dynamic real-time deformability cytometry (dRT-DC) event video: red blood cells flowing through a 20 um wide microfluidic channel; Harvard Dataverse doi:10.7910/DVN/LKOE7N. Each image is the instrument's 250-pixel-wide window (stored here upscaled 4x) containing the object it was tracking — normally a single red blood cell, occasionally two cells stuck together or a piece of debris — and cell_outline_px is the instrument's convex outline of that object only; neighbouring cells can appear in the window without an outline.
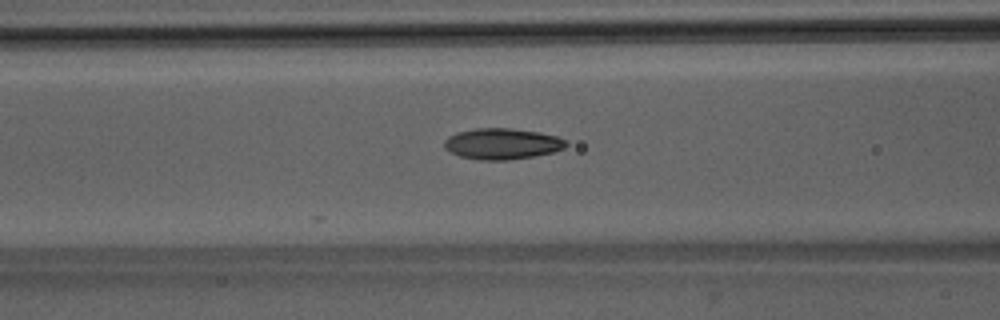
{"species": "Egyptian fruit bat (a non-hibernating species)", "species_latin": "Rousettus aegyptiacus", "temperature_condition": "room temperature", "stored_images_in_passage": 23, "camera_frame_rate_fps": 3000, "um_per_image_px": 0.085, "animal": {"sex": "male"}, "frame": {"image": 1, "passage_image": 13, "time_ms": 4.0, "image_size_px": [1000, 320], "cell_outline_px": [[568, 144], [564, 148], [552, 152], [532, 156], [508, 160], [480, 160], [460, 156], [444, 148], [444, 140], [448, 136], [456, 132], [476, 128], [512, 128], [540, 132], [556, 136], [568, 140]], "centroid_in_image_um": [42.68, 12.21], "position_along_channel_um": 123.9, "area_um2": 22.08}}